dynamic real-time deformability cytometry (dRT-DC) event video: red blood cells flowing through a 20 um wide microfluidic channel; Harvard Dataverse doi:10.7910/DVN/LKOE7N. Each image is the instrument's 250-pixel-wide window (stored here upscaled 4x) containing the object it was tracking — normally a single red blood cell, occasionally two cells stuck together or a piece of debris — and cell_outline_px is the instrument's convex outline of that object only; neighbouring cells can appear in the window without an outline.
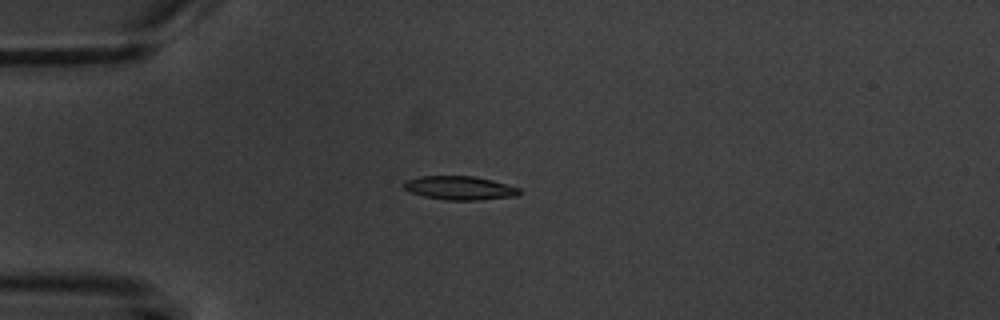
{"species": "common noctule bat (a hibernating species)", "species_latin": "Nyctalus noctula", "temperature_condition": "warm", "stored_images_in_passage": 4, "camera_frame_rate_fps": 3000, "um_per_image_px": 0.085, "animal": {"sex": "male", "body_mass_g": 20.1, "forearm_length_mm": 53.5}, "frame": {"image": 1, "passage_image": 2, "time_ms": 1.667, "image_size_px": [1000, 320], "cell_outline_px": [[520, 192], [516, 196], [480, 200], [444, 200], [424, 196], [412, 192], [404, 188], [404, 180], [420, 176], [472, 176], [492, 180], [520, 188]], "centroid_in_image_um": [39.07, 15.98], "position_along_channel_um": 45.9, "area_um2": 15.9}}